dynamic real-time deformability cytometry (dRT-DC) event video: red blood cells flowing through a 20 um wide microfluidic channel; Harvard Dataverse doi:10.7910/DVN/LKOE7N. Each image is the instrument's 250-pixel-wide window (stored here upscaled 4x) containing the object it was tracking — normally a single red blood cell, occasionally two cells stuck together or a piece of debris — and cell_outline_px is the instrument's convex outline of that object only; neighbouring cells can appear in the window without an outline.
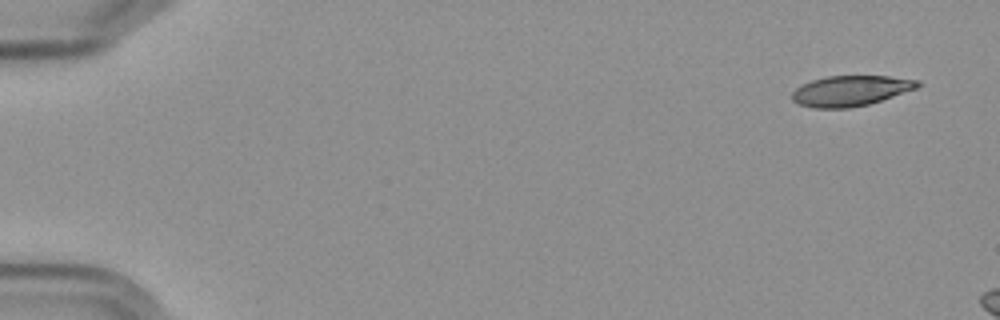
{"species": "Egyptian fruit bat (a non-hibernating species)", "species_latin": "Rousettus aegyptiacus", "temperature_condition": "cold", "stored_images_in_passage": 4, "camera_frame_rate_fps": 3000, "um_per_image_px": 0.085, "frame": {"image": 1, "passage_image": 1, "time_ms": 0.0, "image_size_px": [1000, 320], "cell_outline_px": [[920, 84], [916, 88], [868, 104], [848, 108], [816, 108], [800, 104], [792, 100], [792, 92], [796, 88], [812, 80], [828, 76], [888, 76], [920, 80]], "centroid_in_image_um": [72.29, 7.71], "position_along_channel_um": 12.7, "area_um2": 21.91}}